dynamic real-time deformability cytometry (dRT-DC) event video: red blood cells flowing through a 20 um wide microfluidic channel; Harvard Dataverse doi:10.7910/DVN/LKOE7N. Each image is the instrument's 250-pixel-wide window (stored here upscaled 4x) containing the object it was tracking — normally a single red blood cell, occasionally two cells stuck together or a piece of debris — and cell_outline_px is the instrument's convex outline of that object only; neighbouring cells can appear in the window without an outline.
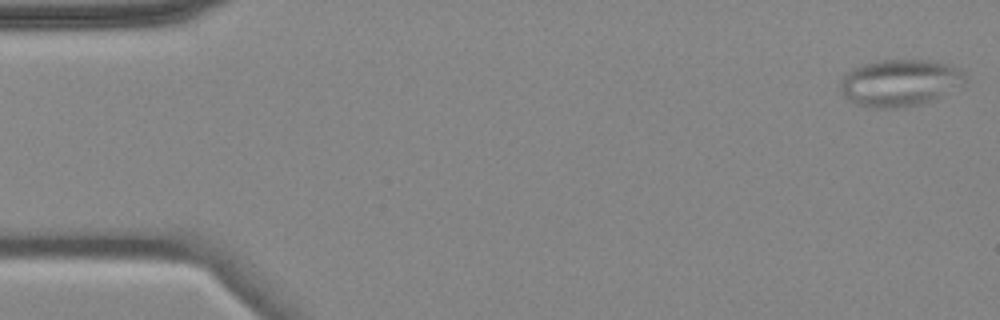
{"species": "common noctule bat (a hibernating species)", "species_latin": "Nyctalus noctula", "temperature_condition": "cold", "stored_images_in_passage": 5, "camera_frame_rate_fps": 3000, "um_per_image_px": 0.085, "animal": {"sex": "female", "body_mass_g": 18.4}, "frame": {"image": 1, "passage_image": 1, "time_ms": 0.0, "image_size_px": [1000, 320], "cell_outline_px": [[964, 84], [936, 100], [920, 104], [900, 108], [872, 108], [856, 104], [848, 100], [840, 92], [840, 80], [852, 68], [864, 64], [880, 60], [928, 60], [948, 64], [964, 72]], "centroid_in_image_um": [76.47, 7.05], "position_along_channel_um": 8.5, "area_um2": 34.33}}